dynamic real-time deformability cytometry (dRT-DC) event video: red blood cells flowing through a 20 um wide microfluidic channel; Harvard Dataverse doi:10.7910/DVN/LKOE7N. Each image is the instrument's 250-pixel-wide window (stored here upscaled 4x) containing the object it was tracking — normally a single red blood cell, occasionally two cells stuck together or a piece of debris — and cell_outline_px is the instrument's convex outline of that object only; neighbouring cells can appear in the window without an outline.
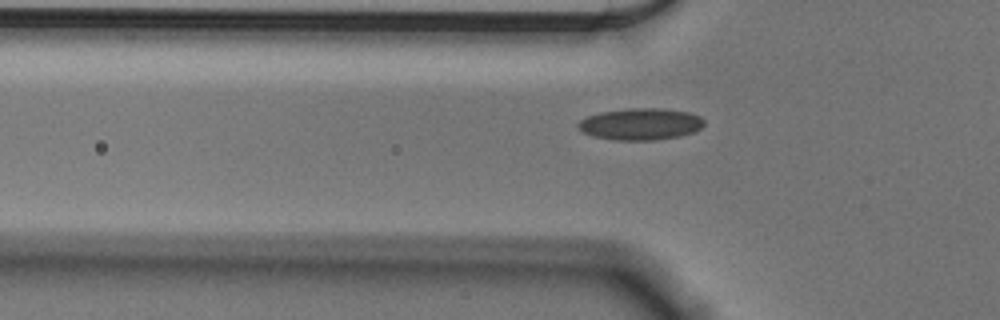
{"species": "Egyptian fruit bat (a non-hibernating species)", "species_latin": "Rousettus aegyptiacus", "temperature_condition": "cold", "stored_images_in_passage": 42, "camera_frame_rate_fps": 3000, "um_per_image_px": 0.085, "animal": {"sex": "male"}, "frame": {"image": 1, "passage_image": 11, "time_ms": 3.333, "image_size_px": [1000, 320], "cell_outline_px": [[704, 124], [700, 128], [692, 132], [680, 136], [652, 140], [616, 140], [596, 136], [580, 132], [576, 128], [576, 124], [580, 120], [588, 116], [600, 112], [628, 108], [660, 108], [688, 112], [700, 116], [704, 120]], "centroid_in_image_um": [54.41, 10.54], "position_along_channel_um": 71.4, "area_um2": 23.29}}
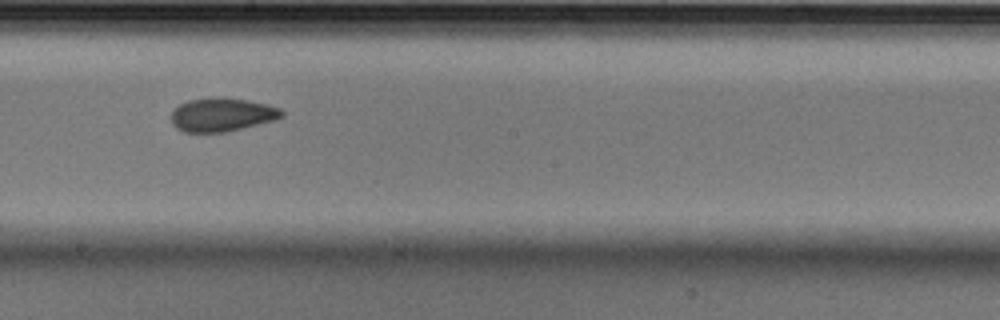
{"frame": {"image": 2, "passage_image": 24, "time_ms": 7.667, "image_size_px": [1000, 320], "cell_outline_px": [[284, 116], [276, 120], [224, 132], [184, 132], [176, 128], [172, 124], [172, 108], [188, 100], [212, 96], [220, 96], [248, 100], [268, 104], [280, 108], [284, 112]], "centroid_in_image_um": [18.87, 9.72], "position_along_channel_um": 229.3, "area_um2": 21.96}}
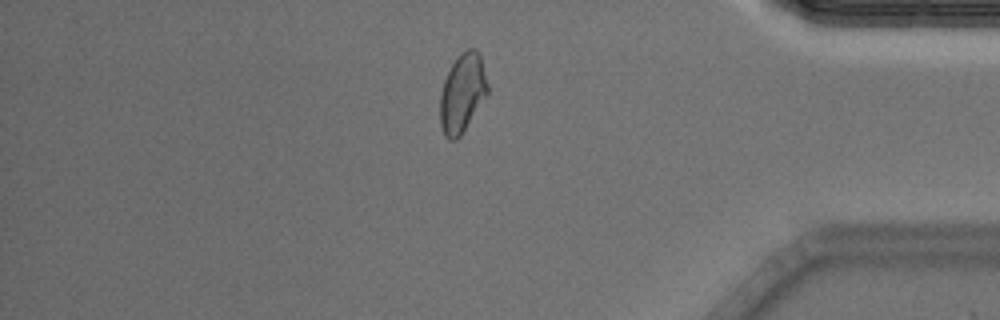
{"frame": {"image": 3, "passage_image": 40, "time_ms": 13.0, "image_size_px": [1000, 320], "cell_outline_px": [[488, 96], [460, 136], [456, 140], [448, 140], [444, 136], [440, 124], [440, 96], [444, 80], [456, 56], [460, 52], [468, 48], [476, 48], [480, 52], [488, 84]], "centroid_in_image_um": [39.32, 7.9], "position_along_channel_um": 395.9, "area_um2": 22.25}, "authors_computed_cell_mechanics": {"area_um2": 21.7039, "velocity_mm_per_s": 3.6253, "shape_relaxation_time_tau1_ms": null, "shape_relaxation_time_tau2_ms": 2.2732, "deformation_change_tau1": null, "deformation_change_tau2": 0.0662}}